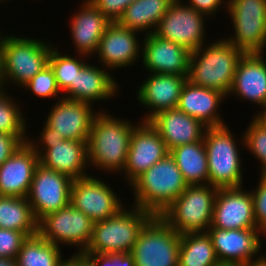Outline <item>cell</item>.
I'll use <instances>...</instances> for the list:
<instances>
[{"label": "cell", "mask_w": 266, "mask_h": 266, "mask_svg": "<svg viewBox=\"0 0 266 266\" xmlns=\"http://www.w3.org/2000/svg\"><path fill=\"white\" fill-rule=\"evenodd\" d=\"M98 111L87 142L88 163L107 173L123 172L132 131L137 124Z\"/></svg>", "instance_id": "6da1fadb"}, {"label": "cell", "mask_w": 266, "mask_h": 266, "mask_svg": "<svg viewBox=\"0 0 266 266\" xmlns=\"http://www.w3.org/2000/svg\"><path fill=\"white\" fill-rule=\"evenodd\" d=\"M244 52L225 38L190 53L187 80L193 85L222 92L232 88L236 67Z\"/></svg>", "instance_id": "7a4b0ae2"}, {"label": "cell", "mask_w": 266, "mask_h": 266, "mask_svg": "<svg viewBox=\"0 0 266 266\" xmlns=\"http://www.w3.org/2000/svg\"><path fill=\"white\" fill-rule=\"evenodd\" d=\"M129 186L134 206L160 216L188 184L173 157L168 154L138 176Z\"/></svg>", "instance_id": "3957f363"}, {"label": "cell", "mask_w": 266, "mask_h": 266, "mask_svg": "<svg viewBox=\"0 0 266 266\" xmlns=\"http://www.w3.org/2000/svg\"><path fill=\"white\" fill-rule=\"evenodd\" d=\"M93 224L92 237L83 253L128 254L146 222L153 216L136 206Z\"/></svg>", "instance_id": "277c9868"}, {"label": "cell", "mask_w": 266, "mask_h": 266, "mask_svg": "<svg viewBox=\"0 0 266 266\" xmlns=\"http://www.w3.org/2000/svg\"><path fill=\"white\" fill-rule=\"evenodd\" d=\"M231 132L226 124L207 127L203 138L208 160V184L218 189L243 186L240 149Z\"/></svg>", "instance_id": "5b68a950"}, {"label": "cell", "mask_w": 266, "mask_h": 266, "mask_svg": "<svg viewBox=\"0 0 266 266\" xmlns=\"http://www.w3.org/2000/svg\"><path fill=\"white\" fill-rule=\"evenodd\" d=\"M218 188L210 184L188 185L160 215L180 235L206 232L212 223Z\"/></svg>", "instance_id": "8992f818"}, {"label": "cell", "mask_w": 266, "mask_h": 266, "mask_svg": "<svg viewBox=\"0 0 266 266\" xmlns=\"http://www.w3.org/2000/svg\"><path fill=\"white\" fill-rule=\"evenodd\" d=\"M41 39L20 36L2 37L3 65L6 84L21 88L49 65L52 47Z\"/></svg>", "instance_id": "52a82bcc"}, {"label": "cell", "mask_w": 266, "mask_h": 266, "mask_svg": "<svg viewBox=\"0 0 266 266\" xmlns=\"http://www.w3.org/2000/svg\"><path fill=\"white\" fill-rule=\"evenodd\" d=\"M181 235L153 215L143 226L130 254L135 266H178Z\"/></svg>", "instance_id": "ba28073f"}, {"label": "cell", "mask_w": 266, "mask_h": 266, "mask_svg": "<svg viewBox=\"0 0 266 266\" xmlns=\"http://www.w3.org/2000/svg\"><path fill=\"white\" fill-rule=\"evenodd\" d=\"M234 35L225 38L244 53L266 49V0H227Z\"/></svg>", "instance_id": "9c48e42d"}, {"label": "cell", "mask_w": 266, "mask_h": 266, "mask_svg": "<svg viewBox=\"0 0 266 266\" xmlns=\"http://www.w3.org/2000/svg\"><path fill=\"white\" fill-rule=\"evenodd\" d=\"M94 222L71 204L45 215L38 221V234L56 246H78L83 253L90 243Z\"/></svg>", "instance_id": "30bf717a"}, {"label": "cell", "mask_w": 266, "mask_h": 266, "mask_svg": "<svg viewBox=\"0 0 266 266\" xmlns=\"http://www.w3.org/2000/svg\"><path fill=\"white\" fill-rule=\"evenodd\" d=\"M205 16L181 0H174L159 21L154 34L194 52L206 45Z\"/></svg>", "instance_id": "8fae6325"}, {"label": "cell", "mask_w": 266, "mask_h": 266, "mask_svg": "<svg viewBox=\"0 0 266 266\" xmlns=\"http://www.w3.org/2000/svg\"><path fill=\"white\" fill-rule=\"evenodd\" d=\"M72 183L65 174L36 166L27 200L37 221L70 204Z\"/></svg>", "instance_id": "7c38bea8"}, {"label": "cell", "mask_w": 266, "mask_h": 266, "mask_svg": "<svg viewBox=\"0 0 266 266\" xmlns=\"http://www.w3.org/2000/svg\"><path fill=\"white\" fill-rule=\"evenodd\" d=\"M118 198L106 182L95 176L74 179L71 186L70 204L94 223L116 215L125 207Z\"/></svg>", "instance_id": "4fadbf2b"}, {"label": "cell", "mask_w": 266, "mask_h": 266, "mask_svg": "<svg viewBox=\"0 0 266 266\" xmlns=\"http://www.w3.org/2000/svg\"><path fill=\"white\" fill-rule=\"evenodd\" d=\"M221 265L245 266L260 261L264 256L258 254L261 247V232L257 228L218 229L206 231ZM259 255V257H255ZM254 258V259H253Z\"/></svg>", "instance_id": "5bb4252c"}, {"label": "cell", "mask_w": 266, "mask_h": 266, "mask_svg": "<svg viewBox=\"0 0 266 266\" xmlns=\"http://www.w3.org/2000/svg\"><path fill=\"white\" fill-rule=\"evenodd\" d=\"M168 154L165 142L156 129L148 121L137 123L132 131L123 170V176H126L128 185Z\"/></svg>", "instance_id": "9a60e30c"}, {"label": "cell", "mask_w": 266, "mask_h": 266, "mask_svg": "<svg viewBox=\"0 0 266 266\" xmlns=\"http://www.w3.org/2000/svg\"><path fill=\"white\" fill-rule=\"evenodd\" d=\"M97 114L98 112L92 110L91 104L60 95L51 107L45 124L55 129V133L62 135L63 139L87 143Z\"/></svg>", "instance_id": "2e32d148"}, {"label": "cell", "mask_w": 266, "mask_h": 266, "mask_svg": "<svg viewBox=\"0 0 266 266\" xmlns=\"http://www.w3.org/2000/svg\"><path fill=\"white\" fill-rule=\"evenodd\" d=\"M29 144L38 154L39 164L42 166L65 174L73 180L89 176L88 172H85L89 166L85 141L64 139L56 143Z\"/></svg>", "instance_id": "e0dca14e"}, {"label": "cell", "mask_w": 266, "mask_h": 266, "mask_svg": "<svg viewBox=\"0 0 266 266\" xmlns=\"http://www.w3.org/2000/svg\"><path fill=\"white\" fill-rule=\"evenodd\" d=\"M209 228H257L251 192L242 190V187L218 189Z\"/></svg>", "instance_id": "ac0fdd59"}, {"label": "cell", "mask_w": 266, "mask_h": 266, "mask_svg": "<svg viewBox=\"0 0 266 266\" xmlns=\"http://www.w3.org/2000/svg\"><path fill=\"white\" fill-rule=\"evenodd\" d=\"M146 36V37H145ZM142 62L149 73L188 76L190 53L180 44L162 39L154 33L142 39Z\"/></svg>", "instance_id": "d6986e66"}, {"label": "cell", "mask_w": 266, "mask_h": 266, "mask_svg": "<svg viewBox=\"0 0 266 266\" xmlns=\"http://www.w3.org/2000/svg\"><path fill=\"white\" fill-rule=\"evenodd\" d=\"M138 31L111 22L101 37L96 55L101 66L109 69L131 66L142 53ZM112 68V69H111Z\"/></svg>", "instance_id": "ffe728a7"}, {"label": "cell", "mask_w": 266, "mask_h": 266, "mask_svg": "<svg viewBox=\"0 0 266 266\" xmlns=\"http://www.w3.org/2000/svg\"><path fill=\"white\" fill-rule=\"evenodd\" d=\"M186 81V76L150 73L136 91L137 100L149 109L141 120L149 121L161 111L175 109Z\"/></svg>", "instance_id": "44dd1931"}, {"label": "cell", "mask_w": 266, "mask_h": 266, "mask_svg": "<svg viewBox=\"0 0 266 266\" xmlns=\"http://www.w3.org/2000/svg\"><path fill=\"white\" fill-rule=\"evenodd\" d=\"M38 164V154L24 142L0 165V196L27 197Z\"/></svg>", "instance_id": "7402d4cb"}, {"label": "cell", "mask_w": 266, "mask_h": 266, "mask_svg": "<svg viewBox=\"0 0 266 266\" xmlns=\"http://www.w3.org/2000/svg\"><path fill=\"white\" fill-rule=\"evenodd\" d=\"M263 53H244L240 58L232 88L236 97L266 108V61Z\"/></svg>", "instance_id": "603a6c76"}, {"label": "cell", "mask_w": 266, "mask_h": 266, "mask_svg": "<svg viewBox=\"0 0 266 266\" xmlns=\"http://www.w3.org/2000/svg\"><path fill=\"white\" fill-rule=\"evenodd\" d=\"M165 142L168 151L185 144L203 141L207 126L179 109L157 113L148 121Z\"/></svg>", "instance_id": "cb8c5ba5"}, {"label": "cell", "mask_w": 266, "mask_h": 266, "mask_svg": "<svg viewBox=\"0 0 266 266\" xmlns=\"http://www.w3.org/2000/svg\"><path fill=\"white\" fill-rule=\"evenodd\" d=\"M80 6L78 13H73L70 18L71 39L77 55L93 57L111 21L93 3H83Z\"/></svg>", "instance_id": "d4e9b609"}, {"label": "cell", "mask_w": 266, "mask_h": 266, "mask_svg": "<svg viewBox=\"0 0 266 266\" xmlns=\"http://www.w3.org/2000/svg\"><path fill=\"white\" fill-rule=\"evenodd\" d=\"M225 97L222 92L193 85L187 80L176 108L207 127L221 126L226 123L218 113V108L224 103Z\"/></svg>", "instance_id": "484cf974"}, {"label": "cell", "mask_w": 266, "mask_h": 266, "mask_svg": "<svg viewBox=\"0 0 266 266\" xmlns=\"http://www.w3.org/2000/svg\"><path fill=\"white\" fill-rule=\"evenodd\" d=\"M107 70L87 63L75 78L73 100L93 105L97 101L113 99L120 88Z\"/></svg>", "instance_id": "4316f807"}, {"label": "cell", "mask_w": 266, "mask_h": 266, "mask_svg": "<svg viewBox=\"0 0 266 266\" xmlns=\"http://www.w3.org/2000/svg\"><path fill=\"white\" fill-rule=\"evenodd\" d=\"M173 2L174 0H135L123 11L117 23L131 30L144 32L145 35L154 33Z\"/></svg>", "instance_id": "83f0119b"}, {"label": "cell", "mask_w": 266, "mask_h": 266, "mask_svg": "<svg viewBox=\"0 0 266 266\" xmlns=\"http://www.w3.org/2000/svg\"><path fill=\"white\" fill-rule=\"evenodd\" d=\"M169 154L188 185L208 184V160L204 141L177 146Z\"/></svg>", "instance_id": "f1b7e54d"}, {"label": "cell", "mask_w": 266, "mask_h": 266, "mask_svg": "<svg viewBox=\"0 0 266 266\" xmlns=\"http://www.w3.org/2000/svg\"><path fill=\"white\" fill-rule=\"evenodd\" d=\"M0 228L20 231L27 237L38 234V221L27 197L0 196Z\"/></svg>", "instance_id": "f546056e"}, {"label": "cell", "mask_w": 266, "mask_h": 266, "mask_svg": "<svg viewBox=\"0 0 266 266\" xmlns=\"http://www.w3.org/2000/svg\"><path fill=\"white\" fill-rule=\"evenodd\" d=\"M178 266H222L207 232L181 235Z\"/></svg>", "instance_id": "4dcf8cb0"}, {"label": "cell", "mask_w": 266, "mask_h": 266, "mask_svg": "<svg viewBox=\"0 0 266 266\" xmlns=\"http://www.w3.org/2000/svg\"><path fill=\"white\" fill-rule=\"evenodd\" d=\"M61 251V246H56L36 234L23 242L16 262L18 266H61L66 260Z\"/></svg>", "instance_id": "1f68e13d"}, {"label": "cell", "mask_w": 266, "mask_h": 266, "mask_svg": "<svg viewBox=\"0 0 266 266\" xmlns=\"http://www.w3.org/2000/svg\"><path fill=\"white\" fill-rule=\"evenodd\" d=\"M78 57V58H77ZM84 55H63L55 46L52 47L49 65L53 69L55 79L63 97L73 99V84L77 73L87 64Z\"/></svg>", "instance_id": "d6a6232c"}, {"label": "cell", "mask_w": 266, "mask_h": 266, "mask_svg": "<svg viewBox=\"0 0 266 266\" xmlns=\"http://www.w3.org/2000/svg\"><path fill=\"white\" fill-rule=\"evenodd\" d=\"M6 93V91L0 93V132L10 135H26L27 123L21 107L18 103L16 104L12 96Z\"/></svg>", "instance_id": "836d02e7"}, {"label": "cell", "mask_w": 266, "mask_h": 266, "mask_svg": "<svg viewBox=\"0 0 266 266\" xmlns=\"http://www.w3.org/2000/svg\"><path fill=\"white\" fill-rule=\"evenodd\" d=\"M240 142L245 149L255 155L261 161V174H266V129L252 118L250 125L244 131Z\"/></svg>", "instance_id": "e575fe53"}, {"label": "cell", "mask_w": 266, "mask_h": 266, "mask_svg": "<svg viewBox=\"0 0 266 266\" xmlns=\"http://www.w3.org/2000/svg\"><path fill=\"white\" fill-rule=\"evenodd\" d=\"M24 89L30 91L40 98H55L61 94L57 85L55 74L50 65L37 73L28 83L23 86Z\"/></svg>", "instance_id": "d590c367"}, {"label": "cell", "mask_w": 266, "mask_h": 266, "mask_svg": "<svg viewBox=\"0 0 266 266\" xmlns=\"http://www.w3.org/2000/svg\"><path fill=\"white\" fill-rule=\"evenodd\" d=\"M256 189L250 190L257 229L266 235V174H260ZM266 237V236H265Z\"/></svg>", "instance_id": "8d00e7d4"}, {"label": "cell", "mask_w": 266, "mask_h": 266, "mask_svg": "<svg viewBox=\"0 0 266 266\" xmlns=\"http://www.w3.org/2000/svg\"><path fill=\"white\" fill-rule=\"evenodd\" d=\"M27 238L23 232L0 228V257L16 259Z\"/></svg>", "instance_id": "74e56055"}, {"label": "cell", "mask_w": 266, "mask_h": 266, "mask_svg": "<svg viewBox=\"0 0 266 266\" xmlns=\"http://www.w3.org/2000/svg\"><path fill=\"white\" fill-rule=\"evenodd\" d=\"M95 266H135L133 256L128 254L83 253Z\"/></svg>", "instance_id": "f35d334b"}, {"label": "cell", "mask_w": 266, "mask_h": 266, "mask_svg": "<svg viewBox=\"0 0 266 266\" xmlns=\"http://www.w3.org/2000/svg\"><path fill=\"white\" fill-rule=\"evenodd\" d=\"M135 0H94L92 3L111 21L117 22Z\"/></svg>", "instance_id": "ab89813d"}, {"label": "cell", "mask_w": 266, "mask_h": 266, "mask_svg": "<svg viewBox=\"0 0 266 266\" xmlns=\"http://www.w3.org/2000/svg\"><path fill=\"white\" fill-rule=\"evenodd\" d=\"M28 135H10L0 132V165L28 141Z\"/></svg>", "instance_id": "60d3db41"}, {"label": "cell", "mask_w": 266, "mask_h": 266, "mask_svg": "<svg viewBox=\"0 0 266 266\" xmlns=\"http://www.w3.org/2000/svg\"><path fill=\"white\" fill-rule=\"evenodd\" d=\"M188 6L194 8L197 12H201L204 15L211 16L217 14L220 6L224 3L223 0H188Z\"/></svg>", "instance_id": "b9f144b4"}, {"label": "cell", "mask_w": 266, "mask_h": 266, "mask_svg": "<svg viewBox=\"0 0 266 266\" xmlns=\"http://www.w3.org/2000/svg\"><path fill=\"white\" fill-rule=\"evenodd\" d=\"M42 129L38 138L39 141L35 142V140L33 141L29 138L28 143H56L64 140L62 135L55 133V129L48 127L46 124H44Z\"/></svg>", "instance_id": "7bdbcfd3"}, {"label": "cell", "mask_w": 266, "mask_h": 266, "mask_svg": "<svg viewBox=\"0 0 266 266\" xmlns=\"http://www.w3.org/2000/svg\"><path fill=\"white\" fill-rule=\"evenodd\" d=\"M6 80L4 75V65H3V53H2V38L0 39V93L6 91ZM5 89V90H4Z\"/></svg>", "instance_id": "ee69618b"}, {"label": "cell", "mask_w": 266, "mask_h": 266, "mask_svg": "<svg viewBox=\"0 0 266 266\" xmlns=\"http://www.w3.org/2000/svg\"><path fill=\"white\" fill-rule=\"evenodd\" d=\"M75 266H95L83 253H75Z\"/></svg>", "instance_id": "f6af8a7d"}, {"label": "cell", "mask_w": 266, "mask_h": 266, "mask_svg": "<svg viewBox=\"0 0 266 266\" xmlns=\"http://www.w3.org/2000/svg\"><path fill=\"white\" fill-rule=\"evenodd\" d=\"M253 117L260 125H262L266 129V108L260 110L259 113L256 112Z\"/></svg>", "instance_id": "bcb514c9"}, {"label": "cell", "mask_w": 266, "mask_h": 266, "mask_svg": "<svg viewBox=\"0 0 266 266\" xmlns=\"http://www.w3.org/2000/svg\"><path fill=\"white\" fill-rule=\"evenodd\" d=\"M0 266H18L16 259L0 257Z\"/></svg>", "instance_id": "7dc6e473"}, {"label": "cell", "mask_w": 266, "mask_h": 266, "mask_svg": "<svg viewBox=\"0 0 266 266\" xmlns=\"http://www.w3.org/2000/svg\"><path fill=\"white\" fill-rule=\"evenodd\" d=\"M61 266H75V255L73 254L70 258L66 259Z\"/></svg>", "instance_id": "c3c4849f"}, {"label": "cell", "mask_w": 266, "mask_h": 266, "mask_svg": "<svg viewBox=\"0 0 266 266\" xmlns=\"http://www.w3.org/2000/svg\"><path fill=\"white\" fill-rule=\"evenodd\" d=\"M245 266H266V256H264L260 261L245 265Z\"/></svg>", "instance_id": "681fc988"}, {"label": "cell", "mask_w": 266, "mask_h": 266, "mask_svg": "<svg viewBox=\"0 0 266 266\" xmlns=\"http://www.w3.org/2000/svg\"><path fill=\"white\" fill-rule=\"evenodd\" d=\"M94 0H84L83 3H92Z\"/></svg>", "instance_id": "f907efd6"}, {"label": "cell", "mask_w": 266, "mask_h": 266, "mask_svg": "<svg viewBox=\"0 0 266 266\" xmlns=\"http://www.w3.org/2000/svg\"><path fill=\"white\" fill-rule=\"evenodd\" d=\"M4 1H5V3H6L7 0H0V3H4Z\"/></svg>", "instance_id": "816d5d0a"}]
</instances>
